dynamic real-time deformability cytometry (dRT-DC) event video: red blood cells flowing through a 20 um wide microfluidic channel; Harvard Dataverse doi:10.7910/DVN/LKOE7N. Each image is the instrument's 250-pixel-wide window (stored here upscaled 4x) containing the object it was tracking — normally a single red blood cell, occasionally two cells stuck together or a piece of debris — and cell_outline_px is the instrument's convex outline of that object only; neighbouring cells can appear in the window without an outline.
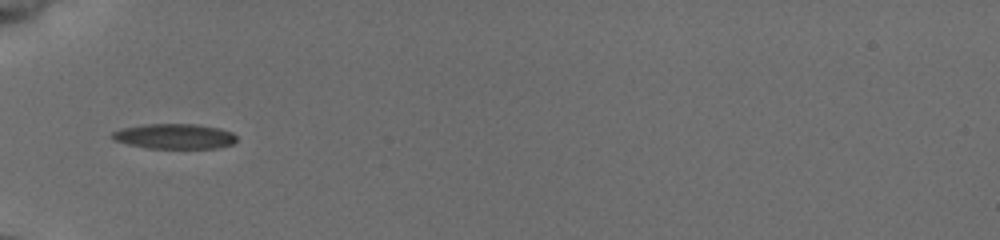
{"species": "common noctule bat (a hibernating species)", "species_latin": "Nyctalus noctula", "temperature_condition": "cold", "stored_images_in_passage": 35, "camera_frame_rate_fps": 3000, "um_per_image_px": 0.085, "animal": {"sex": "female", "body_mass_g": 19.5, "forearm_length_mm": 54.1}, "frame": {"image": 1, "passage_image": 1, "time_ms": 0.0, "image_size_px": [1000, 240], "cell_outline_px": [[236, 140], [232, 144], [216, 148], [148, 148], [128, 144], [112, 140], [112, 132], [120, 128], [144, 124], [196, 124], [220, 128], [232, 132], [236, 136]], "centroid_in_image_um": [14.81, 11.58], "position_along_channel_um": 70.2, "area_um2": 18.26}}
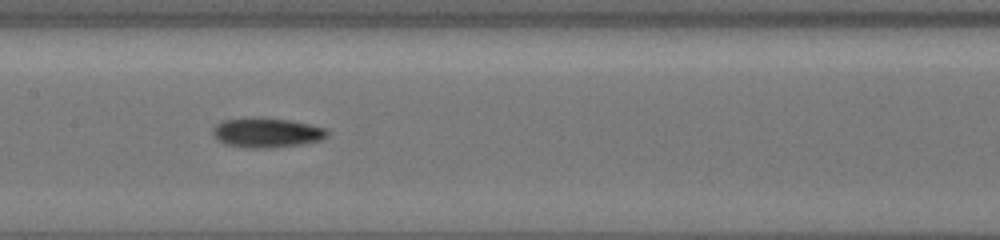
{"frame": {"image": 2, "passage_image": 10, "time_ms": 3.0, "image_size_px": [1000, 240], "cell_outline_px": [[328, 136], [320, 140], [304, 144], [268, 148], [244, 148], [224, 144], [212, 132], [212, 128], [216, 124], [224, 120], [288, 120], [328, 128]], "centroid_in_image_um": [22.72, 11.33], "position_along_channel_um": 184.7, "area_um2": 19.07}}
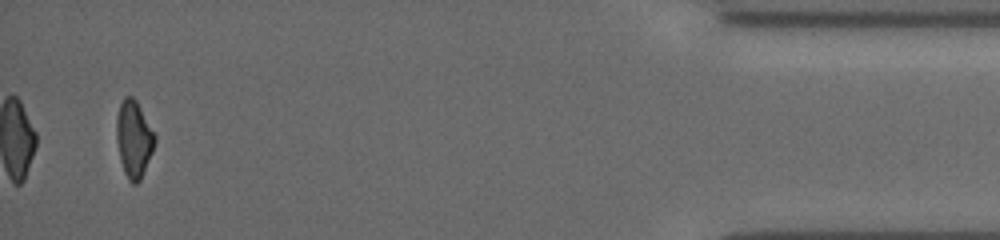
{"frame": {"image": 3, "passage_image": 33, "time_ms": 10.667, "image_size_px": [1000, 240], "cell_outline_px": [[156, 140], [152, 152], [140, 180], [136, 184], [132, 184], [128, 180], [124, 172], [120, 160], [116, 140], [116, 116], [120, 104], [124, 96], [132, 96], [136, 100], [156, 136]], "centroid_in_image_um": [11.36, 11.81], "position_along_channel_um": 423.8, "area_um2": 17.17}, "authors_computed_cell_mechanics": {"area_um2": 18.0914, "velocity_mm_per_s": 3.9464, "shape_relaxation_time_tau1_ms": 5.2932, "shape_relaxation_time_tau2_ms": null, "deformation_change_tau1": 0.1407, "deformation_change_tau2": null}}